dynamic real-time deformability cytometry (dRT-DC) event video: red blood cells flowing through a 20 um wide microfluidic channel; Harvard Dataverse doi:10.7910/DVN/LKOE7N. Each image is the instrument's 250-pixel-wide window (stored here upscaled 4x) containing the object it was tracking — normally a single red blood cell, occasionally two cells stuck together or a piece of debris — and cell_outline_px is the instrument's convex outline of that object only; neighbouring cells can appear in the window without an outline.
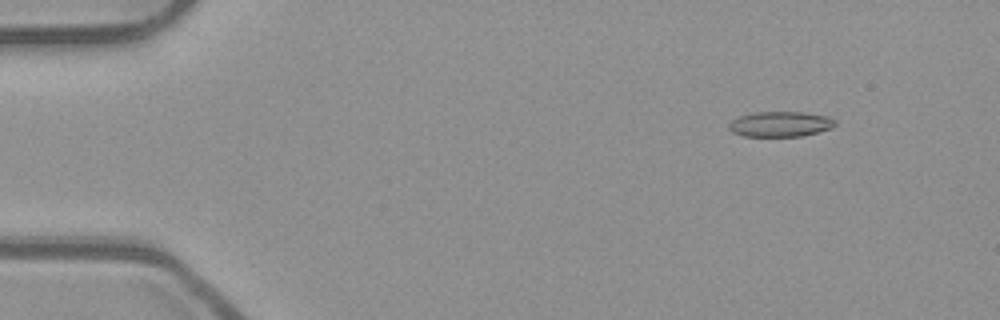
{"species": "common noctule bat (a hibernating species)", "species_latin": "Nyctalus noctula", "temperature_condition": "room temperature", "stored_images_in_passage": 48, "camera_frame_rate_fps": 3000, "um_per_image_px": 0.085, "animal": {"sex": "male", "body_mass_g": 23.1, "forearm_length_mm": 52.7}, "frame": {"image": 1, "passage_image": 1, "time_ms": 0.0, "image_size_px": [1000, 320], "cell_outline_px": [[836, 124], [832, 128], [804, 136], [744, 136], [732, 132], [728, 128], [728, 124], [732, 120], [740, 116], [752, 112], [804, 112], [828, 116], [836, 120]], "centroid_in_image_um": [66.34, 10.54], "position_along_channel_um": 18.7, "area_um2": 15.78}}
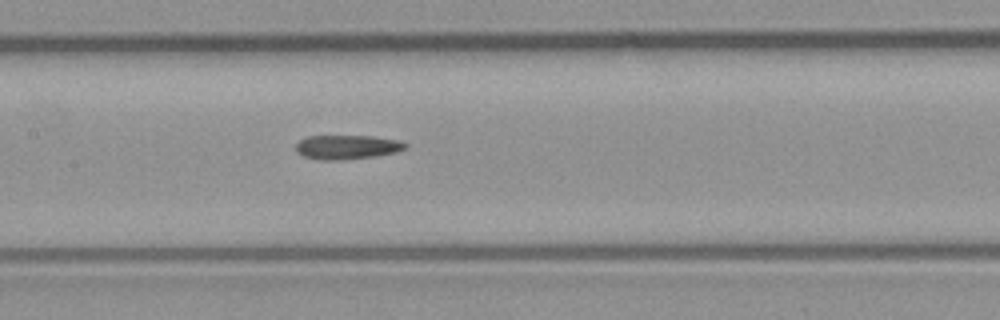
{"frame": {"image": 2, "passage_image": 21, "time_ms": 6.667, "image_size_px": [1000, 320], "cell_outline_px": [[408, 148], [396, 152], [376, 156], [340, 160], [320, 160], [304, 156], [296, 152], [296, 144], [300, 140], [308, 136], [372, 136], [400, 140], [408, 144]], "centroid_in_image_um": [29.53, 12.5], "position_along_channel_um": 177.9, "area_um2": 15.55}}
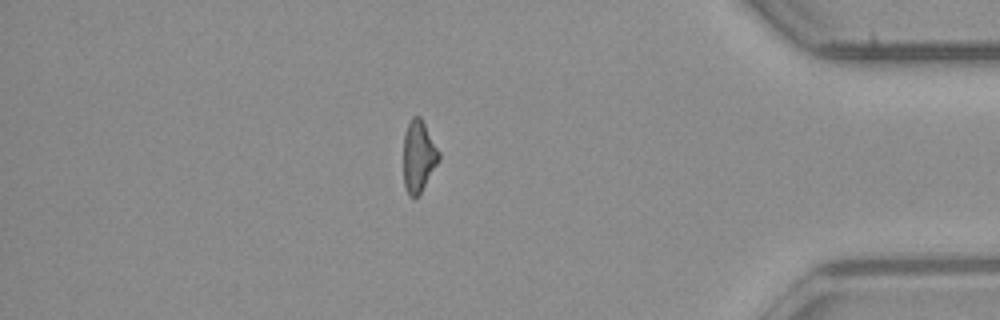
{"frame": {"image": 3, "passage_image": 41, "time_ms": 13.333, "image_size_px": [1000, 320], "cell_outline_px": [[440, 160], [420, 192], [416, 196], [408, 196], [404, 184], [404, 136], [408, 124], [412, 116], [420, 116], [440, 152]], "centroid_in_image_um": [35.58, 13.27], "position_along_channel_um": 399.6, "area_um2": 14.57}, "authors_computed_cell_mechanics": {"area_um2": 15.6927, "velocity_mm_per_s": 3.8894, "shape_relaxation_time_tau1_ms": null, "shape_relaxation_time_tau2_ms": 7.3956, "deformation_change_tau1": null, "deformation_change_tau2": 0.2056}}